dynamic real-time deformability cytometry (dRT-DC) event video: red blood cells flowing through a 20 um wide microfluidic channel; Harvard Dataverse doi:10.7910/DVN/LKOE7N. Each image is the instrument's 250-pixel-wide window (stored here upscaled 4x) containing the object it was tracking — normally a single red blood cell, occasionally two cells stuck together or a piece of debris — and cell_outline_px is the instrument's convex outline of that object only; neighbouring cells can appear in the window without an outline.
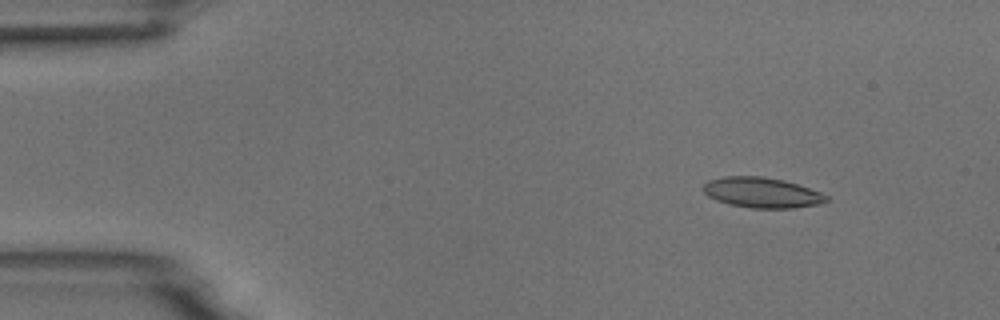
{"species": "common noctule bat (a hibernating species)", "species_latin": "Nyctalus noctula", "temperature_condition": "room temperature", "stored_images_in_passage": 11, "camera_frame_rate_fps": 3000, "um_per_image_px": 0.085, "animal": {"sex": "male", "body_mass_g": 18.8}, "frame": {"image": 1, "passage_image": 2, "time_ms": 2.0, "image_size_px": [1000, 320], "cell_outline_px": [[828, 200], [820, 204], [792, 208], [752, 208], [728, 204], [716, 200], [708, 196], [704, 192], [704, 184], [708, 180], [724, 176], [764, 176], [784, 180], [820, 192], [828, 196]], "centroid_in_image_um": [64.75, 16.37], "position_along_channel_um": 20.3, "area_um2": 21.73}}
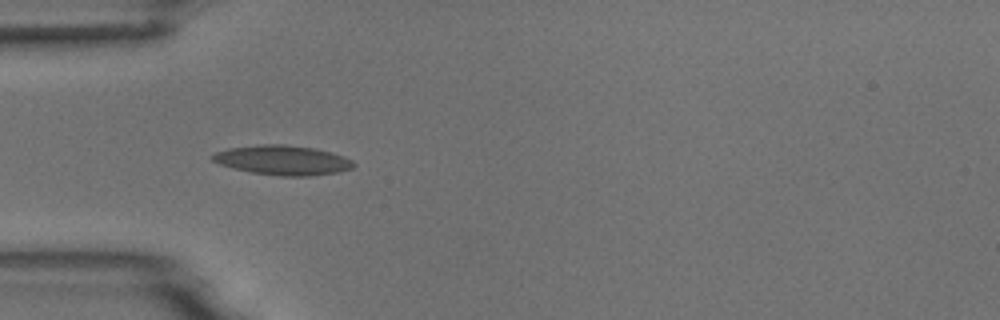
{"frame": {"image": 2, "passage_image": 5, "time_ms": 5.333, "image_size_px": [1000, 320], "cell_outline_px": [[356, 164], [352, 168], [340, 172], [308, 176], [280, 176], [252, 172], [232, 168], [220, 164], [212, 160], [212, 156], [216, 152], [228, 148], [260, 144], [284, 144], [316, 148], [344, 156], [352, 160]], "centroid_in_image_um": [24.06, 13.61], "position_along_channel_um": 60.9, "area_um2": 24.39}}
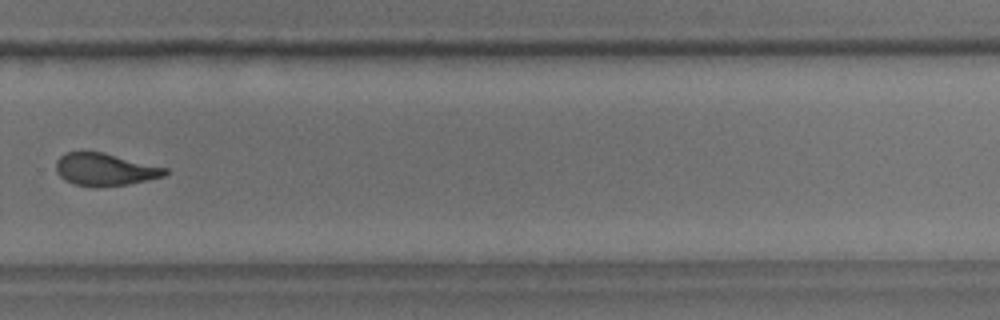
{"frame": {"image": 3, "passage_image": 11, "time_ms": 12.333, "image_size_px": [1000, 320], "cell_outline_px": [[168, 172], [164, 176], [128, 184], [76, 184], [64, 180], [56, 172], [56, 160], [60, 156], [68, 152], [104, 152], [168, 168]], "centroid_in_image_um": [8.93, 14.36], "position_along_channel_um": 320.9, "area_um2": 19.94}}